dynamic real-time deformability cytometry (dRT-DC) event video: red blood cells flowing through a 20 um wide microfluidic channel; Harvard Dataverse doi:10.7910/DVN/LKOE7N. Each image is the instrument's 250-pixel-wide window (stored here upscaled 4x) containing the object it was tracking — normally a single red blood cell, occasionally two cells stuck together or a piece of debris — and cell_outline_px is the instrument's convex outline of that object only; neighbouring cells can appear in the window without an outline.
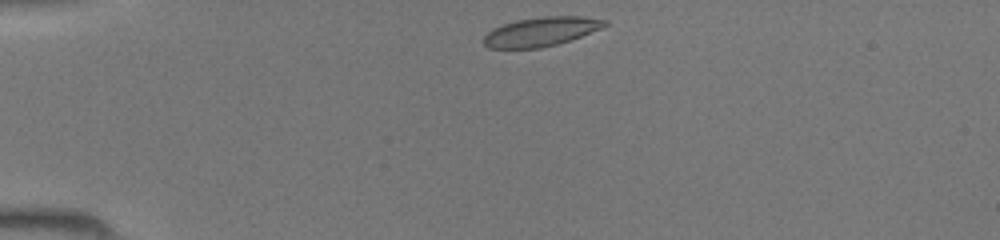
{"species": "common noctule bat (a hibernating species)", "species_latin": "Nyctalus noctula", "temperature_condition": "room temperature", "stored_images_in_passage": 36, "camera_frame_rate_fps": 3000, "um_per_image_px": 0.085, "animal": {"sex": "female", "body_mass_g": 19.5, "forearm_length_mm": 54.1}, "frame": {"image": 1, "passage_image": 1, "time_ms": 0.0, "image_size_px": [1000, 240], "cell_outline_px": [[608, 24], [600, 28], [572, 40], [540, 48], [488, 48], [484, 44], [484, 36], [488, 32], [504, 24], [516, 20], [544, 16], [580, 16], [608, 20]], "centroid_in_image_um": [46.01, 2.69], "position_along_channel_um": 39.0, "area_um2": 20.35}}
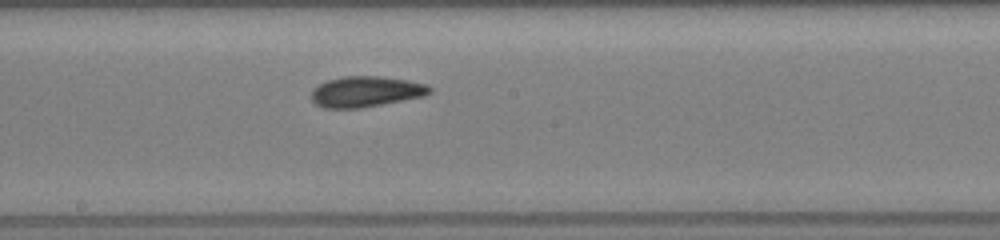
{"frame": {"image": 2, "passage_image": 16, "time_ms": 5.0, "image_size_px": [1000, 240], "cell_outline_px": [[432, 92], [424, 96], [360, 108], [324, 108], [316, 104], [312, 100], [312, 88], [328, 80], [344, 76], [384, 76], [408, 80], [428, 84], [432, 88]], "centroid_in_image_um": [31.13, 7.78], "position_along_channel_um": 217.1, "area_um2": 21.21}}
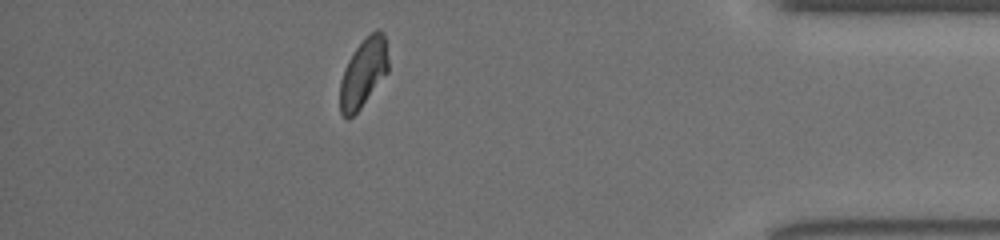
{"frame": {"image": 3, "passage_image": 31, "time_ms": 10.0, "image_size_px": [1000, 240], "cell_outline_px": [[388, 72], [360, 108], [348, 120], [344, 120], [340, 112], [340, 80], [344, 68], [348, 60], [356, 48], [376, 28], [380, 28], [384, 36], [388, 60]], "centroid_in_image_um": [30.86, 6.23], "position_along_channel_um": 404.3, "area_um2": 19.19}}